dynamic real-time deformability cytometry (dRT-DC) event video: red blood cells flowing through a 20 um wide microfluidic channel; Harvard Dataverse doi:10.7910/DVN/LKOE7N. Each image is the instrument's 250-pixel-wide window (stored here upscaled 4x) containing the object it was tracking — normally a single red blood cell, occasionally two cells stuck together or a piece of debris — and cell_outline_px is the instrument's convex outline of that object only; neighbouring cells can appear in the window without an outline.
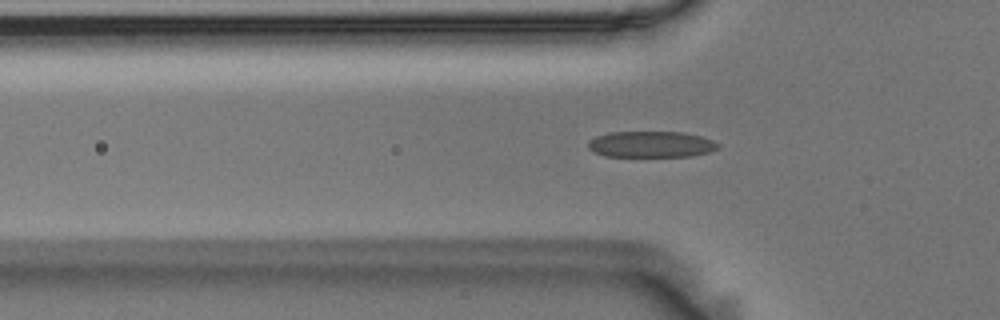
{"species": "Egyptian fruit bat (a non-hibernating species)", "species_latin": "Rousettus aegyptiacus", "temperature_condition": "room temperature", "stored_images_in_passage": 39, "camera_frame_rate_fps": 3000, "um_per_image_px": 0.085, "animal": {"sex": "male"}, "frame": {"image": 1, "passage_image": 6, "time_ms": 1.667, "image_size_px": [1000, 320], "cell_outline_px": [[720, 148], [708, 152], [692, 156], [604, 156], [588, 148], [588, 140], [596, 136], [612, 132], [684, 132], [700, 136], [712, 140], [720, 144]], "centroid_in_image_um": [55.36, 12.26], "position_along_channel_um": 70.4, "area_um2": 19.77}}
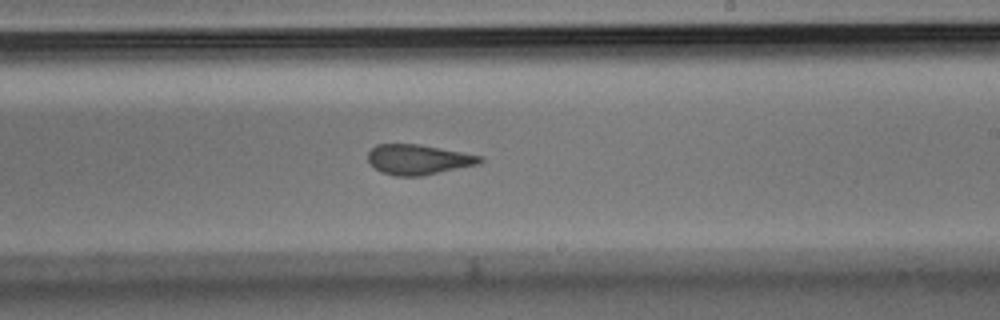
{"frame": {"image": 2, "passage_image": 21, "time_ms": 6.667, "image_size_px": [1000, 320], "cell_outline_px": [[484, 160], [480, 164], [420, 176], [396, 176], [384, 172], [376, 168], [368, 160], [368, 152], [376, 144], [420, 144], [484, 156]], "centroid_in_image_um": [35.6, 13.55], "position_along_channel_um": 253.4, "area_um2": 19.59}}
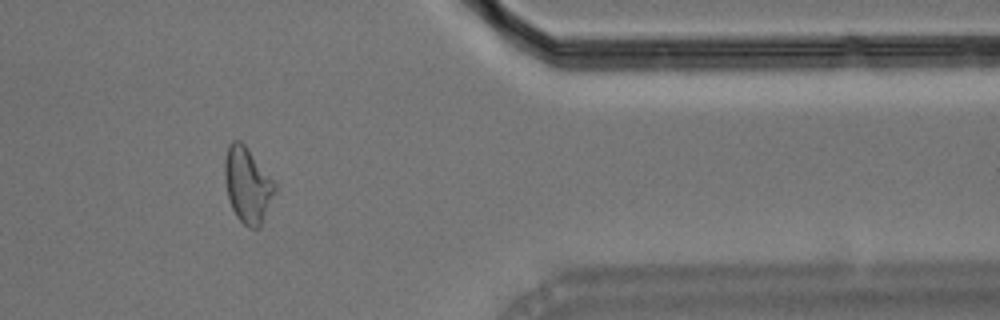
{"frame": {"image": 3, "passage_image": 34, "time_ms": 11.0, "image_size_px": [1000, 320], "cell_outline_px": [[276, 188], [260, 228], [248, 228], [236, 216], [232, 208], [228, 196], [224, 176], [224, 160], [228, 144], [232, 140], [240, 140], [244, 144], [276, 184]], "centroid_in_image_um": [21.01, 15.72], "position_along_channel_um": 390.4, "area_um2": 21.79}}